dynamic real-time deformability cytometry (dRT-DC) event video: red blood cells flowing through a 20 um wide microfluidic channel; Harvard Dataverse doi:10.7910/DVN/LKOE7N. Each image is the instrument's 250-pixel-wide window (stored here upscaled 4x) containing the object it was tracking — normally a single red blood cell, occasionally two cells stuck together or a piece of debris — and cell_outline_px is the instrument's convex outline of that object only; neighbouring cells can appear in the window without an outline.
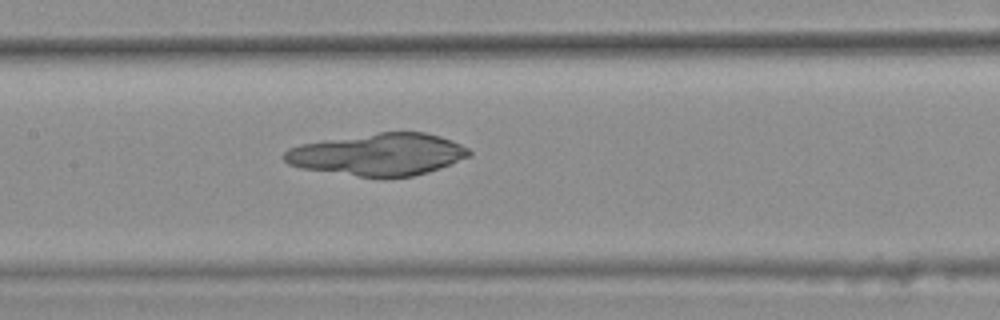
{"species": "common noctule bat (a hibernating species)", "species_latin": "Nyctalus noctula", "temperature_condition": "warm", "stored_images_in_passage": 46, "camera_frame_rate_fps": 3000, "um_per_image_px": 0.085, "animal": {"sex": "female", "body_mass_g": 25.1}, "frame": {"image": 1, "passage_image": 25, "time_ms": 8.0, "image_size_px": [1000, 320], "cell_outline_px": [[472, 156], [440, 168], [428, 172], [412, 176], [384, 180], [300, 168], [288, 164], [284, 160], [284, 152], [288, 148], [300, 144], [324, 140], [380, 132], [424, 132], [440, 136], [452, 140], [468, 148], [472, 152]], "centroid_in_image_um": [32.17, 13.15], "position_along_channel_um": 175.2, "area_um2": 45.95}}
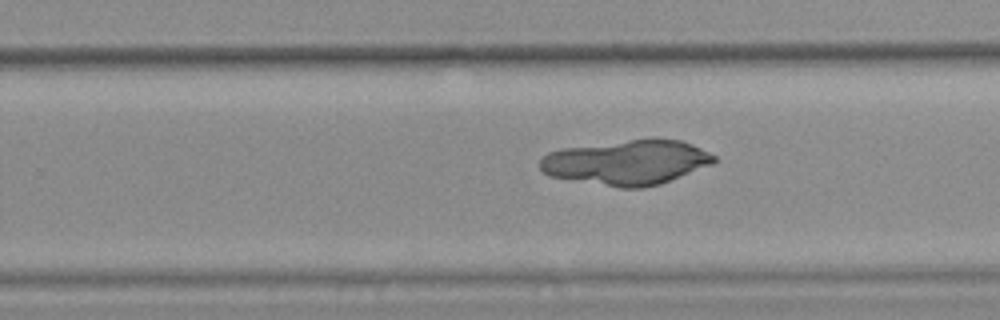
{"frame": {"image": 2, "passage_image": 33, "time_ms": 10.667, "image_size_px": [1000, 320], "cell_outline_px": [[716, 160], [712, 164], [660, 184], [640, 188], [620, 188], [548, 176], [540, 168], [540, 160], [548, 152], [564, 148], [632, 140], [680, 140], [692, 144], [716, 156]], "centroid_in_image_um": [53.27, 13.82], "position_along_channel_um": 276.5, "area_um2": 44.74}}
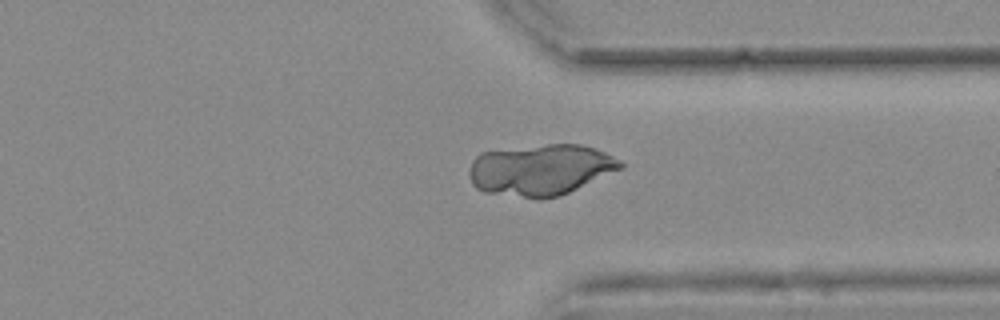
{"frame": {"image": 3, "passage_image": 40, "time_ms": 13.0, "image_size_px": [1000, 320], "cell_outline_px": [[624, 168], [560, 196], [540, 200], [536, 200], [484, 192], [476, 188], [472, 184], [468, 172], [472, 160], [480, 152], [548, 144], [580, 144], [604, 152], [620, 160], [624, 164]], "centroid_in_image_um": [45.93, 14.46], "position_along_channel_um": 365.5, "area_um2": 45.49}}